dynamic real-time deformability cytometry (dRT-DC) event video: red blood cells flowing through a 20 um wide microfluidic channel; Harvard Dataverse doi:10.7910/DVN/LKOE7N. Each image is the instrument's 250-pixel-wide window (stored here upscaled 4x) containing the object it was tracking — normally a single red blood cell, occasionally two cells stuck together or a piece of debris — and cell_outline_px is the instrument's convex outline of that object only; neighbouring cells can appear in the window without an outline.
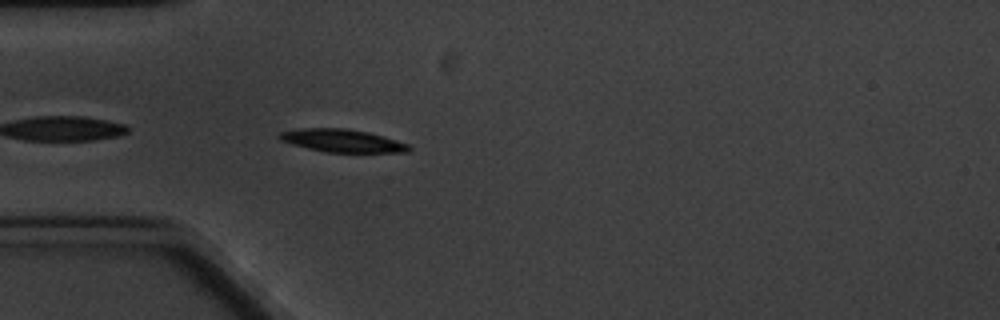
{"species": "common noctule bat (a hibernating species)", "species_latin": "Nyctalus noctula", "temperature_condition": "cold", "stored_images_in_passage": 5, "camera_frame_rate_fps": 3000, "um_per_image_px": 0.085, "animal": {"sex": "male", "body_mass_g": 20.1, "forearm_length_mm": 53.5}, "frame": {"image": 1, "passage_image": 5, "time_ms": 5.333, "image_size_px": [1000, 320], "cell_outline_px": [[412, 148], [408, 152], [324, 152], [292, 144], [280, 140], [276, 136], [280, 132], [300, 128], [344, 128], [368, 132], [396, 140], [408, 144]], "centroid_in_image_um": [29.06, 11.95], "position_along_channel_um": 55.9, "area_um2": 17.17}}